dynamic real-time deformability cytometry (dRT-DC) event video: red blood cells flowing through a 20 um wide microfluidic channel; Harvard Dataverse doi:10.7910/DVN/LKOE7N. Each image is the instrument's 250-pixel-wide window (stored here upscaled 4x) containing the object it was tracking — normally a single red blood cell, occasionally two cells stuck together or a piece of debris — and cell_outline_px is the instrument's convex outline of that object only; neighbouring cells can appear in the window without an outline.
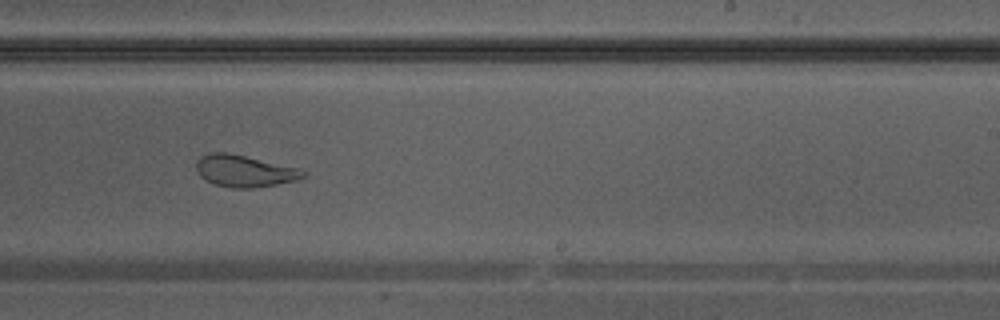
{"species": "Egyptian fruit bat (a non-hibernating species)", "species_latin": "Rousettus aegyptiacus", "temperature_condition": "warm", "stored_images_in_passage": 35, "camera_frame_rate_fps": 3000, "um_per_image_px": 0.085, "animal": {"sex": "male"}, "frame": {"image": 1, "passage_image": 20, "time_ms": 6.333, "image_size_px": [1000, 320], "cell_outline_px": [[308, 172], [304, 176], [296, 180], [276, 184], [252, 188], [232, 188], [212, 184], [204, 180], [196, 172], [196, 164], [200, 156], [212, 152], [228, 152], [300, 168]], "centroid_in_image_um": [20.75, 14.53], "position_along_channel_um": 268.2, "area_um2": 20.0}}